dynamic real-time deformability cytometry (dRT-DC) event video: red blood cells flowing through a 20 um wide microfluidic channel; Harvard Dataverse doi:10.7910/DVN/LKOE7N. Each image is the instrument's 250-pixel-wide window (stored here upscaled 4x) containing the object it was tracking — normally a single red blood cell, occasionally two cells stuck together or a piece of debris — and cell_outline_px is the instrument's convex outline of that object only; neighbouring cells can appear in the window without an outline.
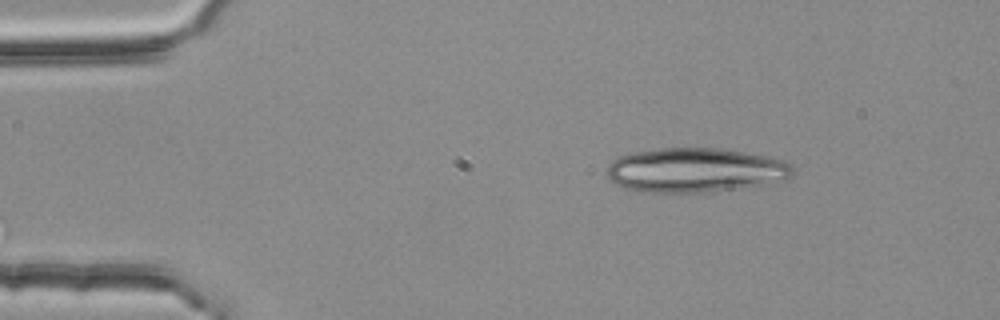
{"species": "common noctule bat (a hibernating species)", "species_latin": "Nyctalus noctula", "temperature_condition": "room temperature", "stored_images_in_passage": 46, "camera_frame_rate_fps": 3000, "um_per_image_px": 0.085, "animal": {"sex": "female", "body_mass_g": 25.1}, "frame": {"image": 1, "passage_image": 1, "time_ms": 0.0, "image_size_px": [1000, 320], "cell_outline_px": [[792, 176], [768, 184], [708, 192], [640, 192], [616, 184], [608, 180], [608, 164], [612, 160], [620, 156], [632, 152], [660, 148], [720, 148], [744, 152], [764, 156], [780, 160], [788, 164], [792, 168]], "centroid_in_image_um": [59.04, 14.46], "position_along_channel_um": 26.0, "area_um2": 47.8}}
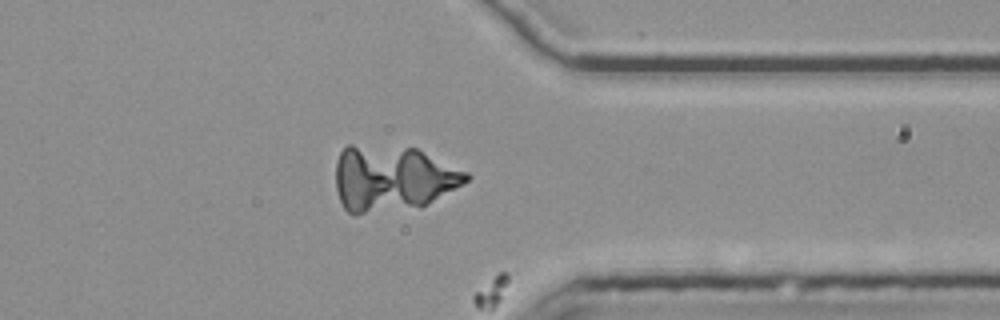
{"frame": {"image": 2, "passage_image": 35, "time_ms": 11.333, "image_size_px": [1000, 320], "cell_outline_px": [[472, 176], [468, 180], [428, 204], [420, 208], [356, 216], [352, 216], [344, 208], [340, 200], [336, 188], [336, 160], [340, 152], [348, 144], [352, 144], [416, 148], [468, 172]], "centroid_in_image_um": [33.33, 15.19], "position_along_channel_um": 378.1, "area_um2": 50.69}}
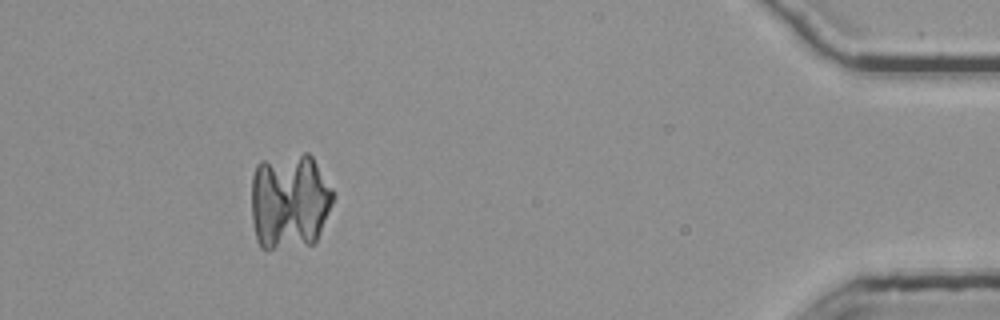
{"frame": {"image": 3, "passage_image": 42, "time_ms": 13.667, "image_size_px": [1000, 320], "cell_outline_px": [[336, 196], [316, 244], [268, 252], [260, 248], [256, 240], [252, 220], [252, 176], [256, 164], [260, 160], [304, 152], [308, 152], [312, 156], [336, 192]], "centroid_in_image_um": [24.63, 17.15], "position_along_channel_um": 410.6, "area_um2": 47.74}}